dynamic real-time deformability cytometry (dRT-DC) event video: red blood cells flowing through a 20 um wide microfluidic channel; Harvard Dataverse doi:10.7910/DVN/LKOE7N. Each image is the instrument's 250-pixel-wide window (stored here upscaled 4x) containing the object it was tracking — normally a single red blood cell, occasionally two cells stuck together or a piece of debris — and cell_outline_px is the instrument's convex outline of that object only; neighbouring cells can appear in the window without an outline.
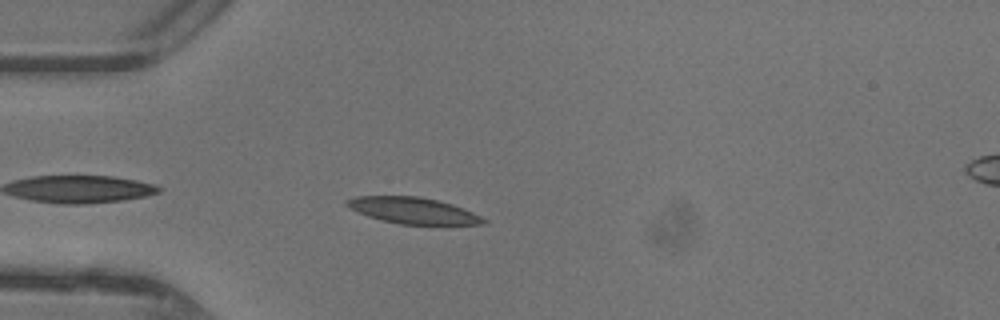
{"species": "common noctule bat (a hibernating species)", "species_latin": "Nyctalus noctula", "temperature_condition": "warm", "stored_images_in_passage": 37, "camera_frame_rate_fps": 3000, "um_per_image_px": 0.085, "animal": {"sex": "female"}, "frame": {"image": 1, "passage_image": 3, "time_ms": 0.667, "image_size_px": [1000, 320], "cell_outline_px": [[488, 224], [400, 224], [380, 220], [368, 216], [348, 208], [344, 204], [344, 200], [356, 196], [420, 196], [452, 204], [472, 212], [488, 220]], "centroid_in_image_um": [35.06, 17.89], "position_along_channel_um": 49.9, "area_um2": 20.92}}
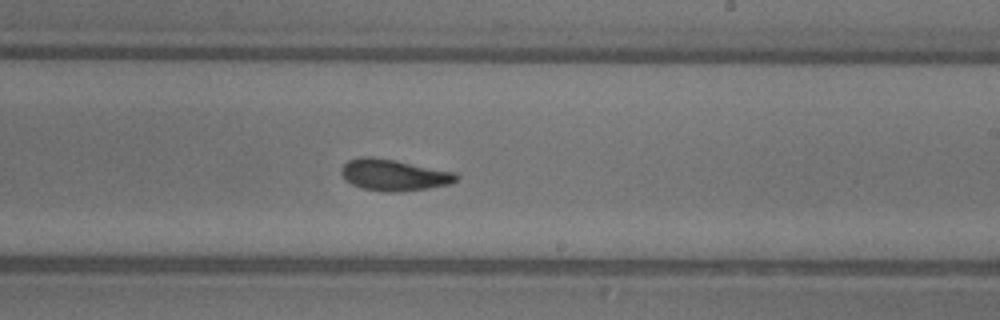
{"frame": {"image": 2, "passage_image": 18, "time_ms": 5.667, "image_size_px": [1000, 320], "cell_outline_px": [[460, 176], [456, 180], [448, 184], [428, 188], [400, 192], [384, 192], [360, 188], [352, 184], [340, 172], [340, 168], [348, 160], [360, 156], [368, 156], [392, 160], [456, 172]], "centroid_in_image_um": [33.46, 14.88], "position_along_channel_um": 255.5, "area_um2": 20.92}}
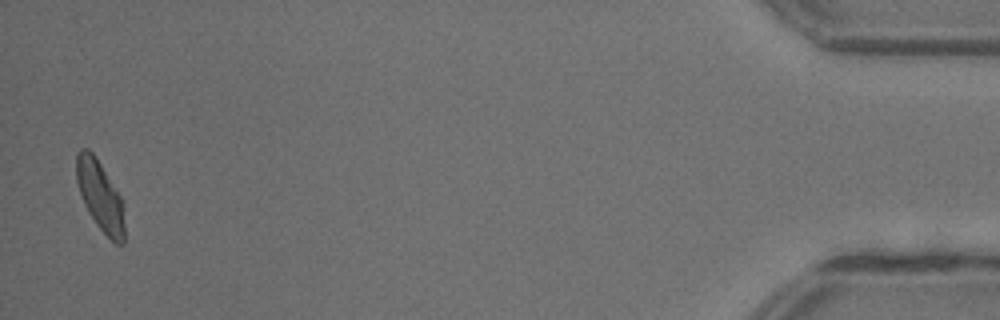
{"frame": {"image": 3, "passage_image": 36, "time_ms": 11.667, "image_size_px": [1000, 320], "cell_outline_px": [[124, 244], [116, 244], [96, 224], [88, 212], [80, 196], [76, 180], [76, 152], [80, 148], [88, 148], [96, 156], [120, 196], [124, 224]], "centroid_in_image_um": [8.47, 16.61], "position_along_channel_um": 426.7, "area_um2": 19.48}, "authors_computed_cell_mechanics": {"area_um2": 20.4034, "velocity_mm_per_s": 4.3921, "shape_relaxation_time_tau1_ms": 3.6888, "shape_relaxation_time_tau2_ms": 1.7672, "deformation_change_tau1": 0.158, "deformation_change_tau2": 0.0926}}